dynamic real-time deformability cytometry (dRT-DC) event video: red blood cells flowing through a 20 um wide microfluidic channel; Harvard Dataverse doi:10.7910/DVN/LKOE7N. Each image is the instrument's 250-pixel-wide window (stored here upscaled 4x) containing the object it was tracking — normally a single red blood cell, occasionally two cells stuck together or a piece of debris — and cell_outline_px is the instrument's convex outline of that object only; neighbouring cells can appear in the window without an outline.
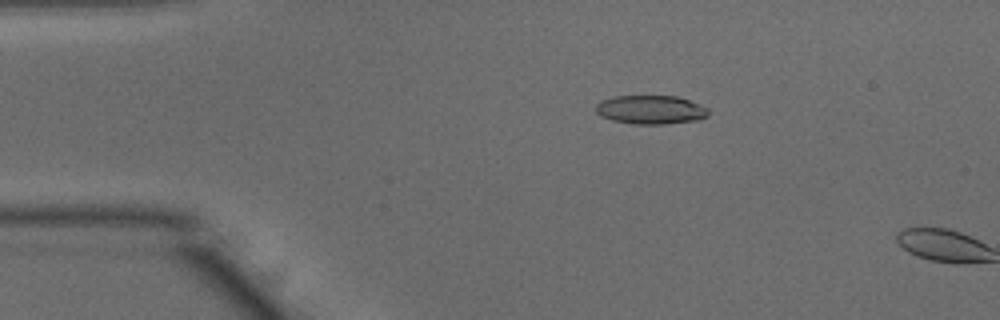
{"species": "common noctule bat (a hibernating species)", "species_latin": "Nyctalus noctula", "temperature_condition": "warm", "stored_images_in_passage": 10, "camera_frame_rate_fps": 3000, "um_per_image_px": 0.085, "animal": {"sex": "male", "body_mass_g": 15.6}, "frame": {"image": 1, "passage_image": 9, "time_ms": 2.667, "image_size_px": [1000, 320], "cell_outline_px": [[708, 116], [700, 120], [664, 124], [636, 124], [612, 120], [600, 116], [596, 112], [596, 104], [600, 100], [612, 96], [676, 96], [700, 104], [708, 108]], "centroid_in_image_um": [55.3, 9.32], "position_along_channel_um": 29.7, "area_um2": 19.02}}